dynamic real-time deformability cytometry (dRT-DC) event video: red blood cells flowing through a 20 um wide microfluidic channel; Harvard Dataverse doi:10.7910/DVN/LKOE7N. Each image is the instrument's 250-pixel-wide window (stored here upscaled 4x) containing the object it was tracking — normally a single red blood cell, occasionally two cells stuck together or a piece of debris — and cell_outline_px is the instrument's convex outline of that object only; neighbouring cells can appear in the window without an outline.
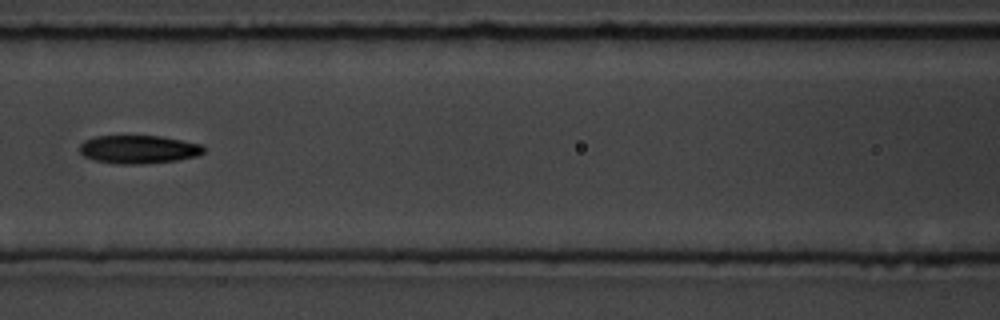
{"species": "common noctule bat (a hibernating species)", "species_latin": "Nyctalus noctula", "temperature_condition": "room temperature", "stored_images_in_passage": 6, "camera_frame_rate_fps": 3000, "um_per_image_px": 0.085, "animal": {"sex": "male", "body_mass_g": 19.5, "forearm_length_mm": 54.6}, "frame": {"image": 1, "passage_image": 6, "time_ms": 6.667, "image_size_px": [1000, 320], "cell_outline_px": [[204, 152], [196, 156], [176, 160], [140, 164], [116, 164], [96, 160], [84, 156], [80, 152], [80, 144], [84, 140], [96, 136], [160, 136], [204, 144]], "centroid_in_image_um": [11.78, 12.69], "position_along_channel_um": 154.8, "area_um2": 20.4}}